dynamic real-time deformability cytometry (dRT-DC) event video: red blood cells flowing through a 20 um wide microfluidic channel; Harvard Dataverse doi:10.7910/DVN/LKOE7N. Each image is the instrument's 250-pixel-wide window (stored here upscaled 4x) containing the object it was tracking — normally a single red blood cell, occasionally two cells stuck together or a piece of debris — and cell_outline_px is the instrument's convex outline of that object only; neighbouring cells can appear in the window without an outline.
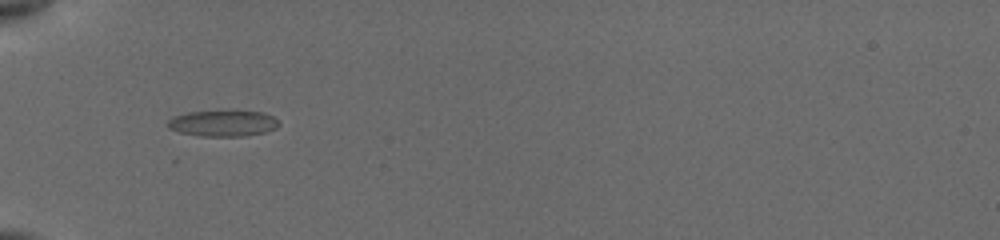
{"species": "common noctule bat (a hibernating species)", "species_latin": "Nyctalus noctula", "temperature_condition": "cold", "stored_images_in_passage": 4, "camera_frame_rate_fps": 3000, "um_per_image_px": 0.085, "animal": {"sex": "female", "body_mass_g": 19.5, "forearm_length_mm": 54.1}, "frame": {"image": 1, "passage_image": 1, "time_ms": 0.0, "image_size_px": [1000, 240], "cell_outline_px": [[280, 124], [276, 128], [264, 132], [244, 136], [200, 136], [180, 132], [168, 128], [164, 124], [172, 116], [188, 112], [264, 112], [272, 116]], "centroid_in_image_um": [18.89, 10.5], "position_along_channel_um": 66.1, "area_um2": 16.65}}
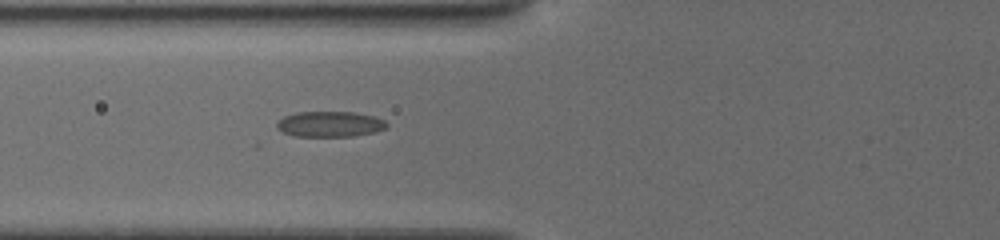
{"frame": {"image": 2, "passage_image": 4, "time_ms": 1.0, "image_size_px": [1000, 240], "cell_outline_px": [[388, 128], [372, 132], [352, 136], [296, 136], [284, 132], [276, 128], [276, 124], [284, 116], [296, 112], [352, 112], [372, 116], [384, 120], [388, 124]], "centroid_in_image_um": [28.03, 10.54], "position_along_channel_um": 97.8, "area_um2": 16.18}}